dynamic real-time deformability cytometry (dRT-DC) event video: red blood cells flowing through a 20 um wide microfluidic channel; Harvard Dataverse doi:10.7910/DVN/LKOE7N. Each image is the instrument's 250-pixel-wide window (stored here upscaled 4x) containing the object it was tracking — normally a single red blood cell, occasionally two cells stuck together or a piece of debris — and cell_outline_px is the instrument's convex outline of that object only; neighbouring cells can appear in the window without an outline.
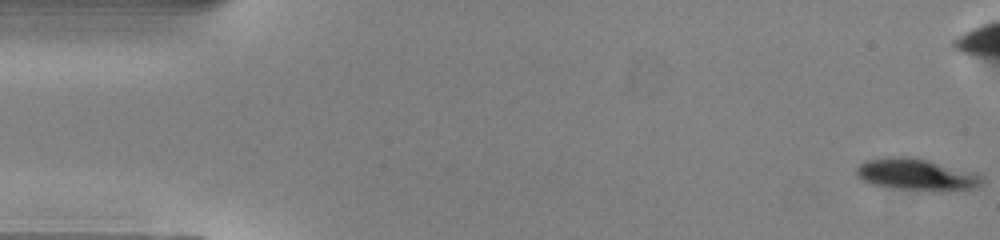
{"species": "common noctule bat (a hibernating species)", "species_latin": "Nyctalus noctula", "temperature_condition": "warm", "stored_images_in_passage": 39, "camera_frame_rate_fps": 3000, "um_per_image_px": 0.085, "animal": {"sex": "male", "body_mass_g": 13.0, "forearm_length_mm": 53.1}, "frame": {"image": 1, "passage_image": 1, "time_ms": 0.0, "image_size_px": [1000, 240], "cell_outline_px": [[984, 180], [980, 184], [972, 188], [900, 188], [872, 184], [864, 180], [856, 172], [856, 168], [864, 160], [892, 156], [908, 156], [928, 160], [976, 172], [984, 176]], "centroid_in_image_um": [77.87, 14.76], "position_along_channel_um": 7.1, "area_um2": 22.2}}
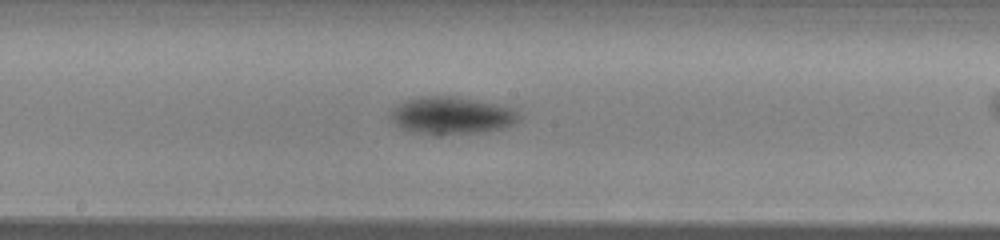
{"frame": {"image": 2, "passage_image": 26, "time_ms": 8.333, "image_size_px": [1000, 240], "cell_outline_px": [[520, 120], [516, 124], [504, 128], [484, 132], [444, 136], [432, 136], [408, 132], [400, 128], [388, 116], [392, 108], [404, 100], [420, 96], [456, 96], [496, 104], [512, 108], [520, 112]], "centroid_in_image_um": [38.36, 9.85], "position_along_channel_um": 209.8, "area_um2": 29.02}}
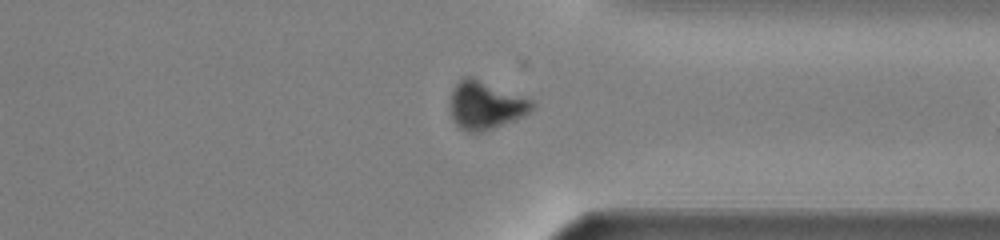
{"frame": {"image": 3, "passage_image": 38, "time_ms": 12.333, "image_size_px": [1000, 240], "cell_outline_px": [[536, 108], [524, 116], [516, 120], [480, 132], [468, 132], [460, 128], [452, 120], [452, 92], [456, 84], [464, 76], [468, 76], [532, 100], [536, 104]], "centroid_in_image_um": [41.31, 8.98], "position_along_channel_um": 370.1, "area_um2": 22.43}}